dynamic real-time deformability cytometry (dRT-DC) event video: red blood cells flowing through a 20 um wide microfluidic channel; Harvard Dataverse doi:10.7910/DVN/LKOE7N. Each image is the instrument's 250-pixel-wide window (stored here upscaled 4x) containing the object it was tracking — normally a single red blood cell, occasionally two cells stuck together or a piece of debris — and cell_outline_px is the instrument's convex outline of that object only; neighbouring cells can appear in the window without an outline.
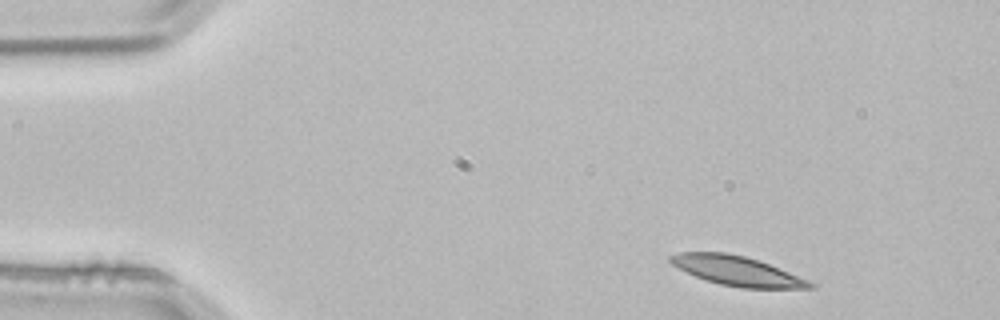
{"species": "common noctule bat (a hibernating species)", "species_latin": "Nyctalus noctula", "temperature_condition": "room temperature", "stored_images_in_passage": 4, "segment_of_instrument_passage": [2, 2], "camera_frame_rate_fps": 3000, "um_per_image_px": 0.085, "animal": {"sex": "male", "body_mass_g": 21.5, "forearm_length_mm": 52.0}, "frame": {"image": 1, "passage_image": 4, "time_ms": 1.0, "image_size_px": [1000, 320], "cell_outline_px": [[816, 288], [740, 288], [720, 284], [696, 276], [672, 264], [668, 260], [668, 256], [680, 252], [724, 252], [744, 256], [768, 264], [808, 280], [816, 284]], "centroid_in_image_um": [62.65, 23.02], "position_along_channel_um": 22.4, "area_um2": 23.58}}